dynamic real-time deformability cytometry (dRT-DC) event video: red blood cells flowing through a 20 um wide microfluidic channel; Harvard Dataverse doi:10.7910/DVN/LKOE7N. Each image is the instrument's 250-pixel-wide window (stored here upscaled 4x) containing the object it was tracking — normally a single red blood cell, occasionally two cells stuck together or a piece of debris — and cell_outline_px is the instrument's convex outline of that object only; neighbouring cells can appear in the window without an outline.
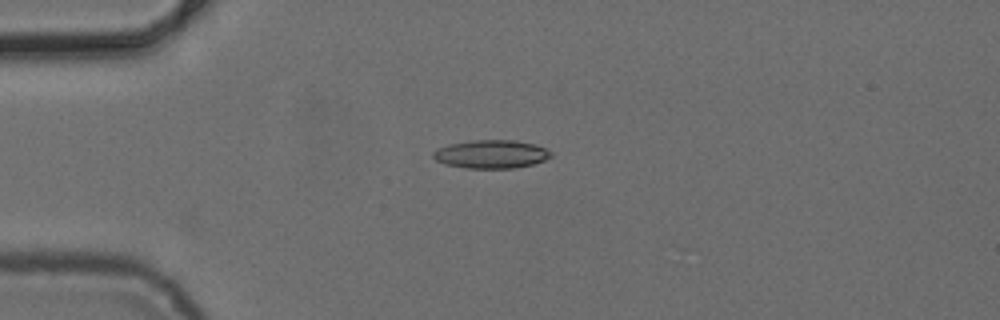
{"species": "common noctule bat (a hibernating species)", "species_latin": "Nyctalus noctula", "temperature_condition": "cold", "stored_images_in_passage": 4, "camera_frame_rate_fps": 3000, "um_per_image_px": 0.085, "animal": {"sex": "female", "body_mass_g": 24.6, "forearm_length_mm": 56.2}, "frame": {"image": 1, "passage_image": 2, "time_ms": 1.333, "image_size_px": [1000, 320], "cell_outline_px": [[552, 156], [544, 160], [532, 164], [516, 168], [468, 168], [444, 164], [436, 160], [432, 156], [432, 152], [436, 148], [448, 144], [472, 140], [516, 140], [536, 144], [552, 152]], "centroid_in_image_um": [41.73, 13.09], "position_along_channel_um": 43.3, "area_um2": 19.59}}
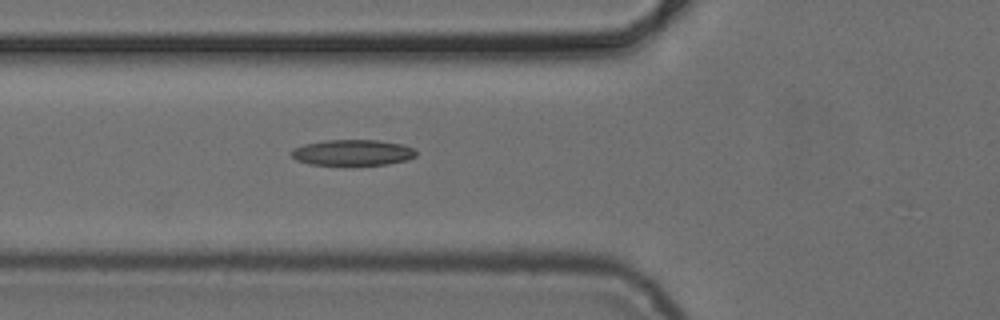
{"frame": {"image": 2, "passage_image": 4, "time_ms": 3.333, "image_size_px": [1000, 320], "cell_outline_px": [[416, 156], [408, 160], [388, 164], [308, 164], [296, 160], [288, 152], [292, 148], [304, 144], [324, 140], [380, 140], [404, 144], [412, 148], [416, 152]], "centroid_in_image_um": [29.95, 12.95], "position_along_channel_um": 95.8, "area_um2": 18.84}}